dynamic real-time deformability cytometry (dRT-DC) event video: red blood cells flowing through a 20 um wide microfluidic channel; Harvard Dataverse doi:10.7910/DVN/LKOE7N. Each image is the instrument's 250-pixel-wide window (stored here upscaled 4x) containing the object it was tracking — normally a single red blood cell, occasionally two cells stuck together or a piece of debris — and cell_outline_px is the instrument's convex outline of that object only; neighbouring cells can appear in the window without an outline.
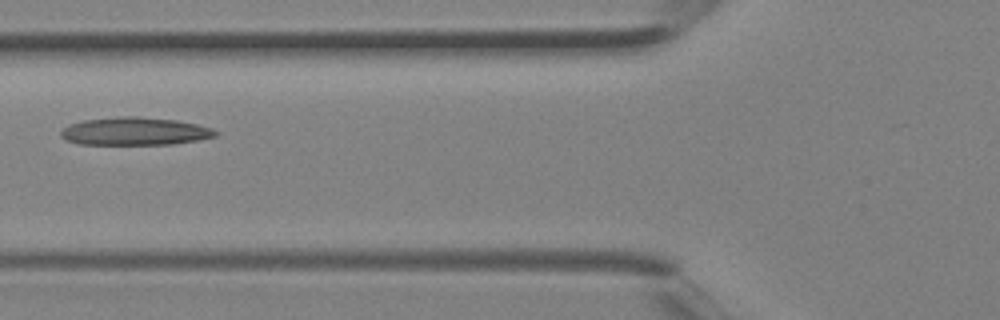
{"species": "Egyptian fruit bat (a non-hibernating species)", "species_latin": "Rousettus aegyptiacus", "temperature_condition": "room temperature", "stored_images_in_passage": 3, "camera_frame_rate_fps": 3000, "um_per_image_px": 0.085, "animal": {"sex": "female"}, "frame": {"image": 1, "passage_image": 3, "time_ms": 0.667, "image_size_px": [1000, 320], "cell_outline_px": [[220, 132], [216, 136], [200, 140], [172, 144], [80, 144], [68, 140], [60, 136], [60, 132], [68, 124], [84, 120], [116, 116], [140, 116], [176, 120], [196, 124], [212, 128]], "centroid_in_image_um": [11.49, 11.15], "position_along_channel_um": 114.3, "area_um2": 25.26}}